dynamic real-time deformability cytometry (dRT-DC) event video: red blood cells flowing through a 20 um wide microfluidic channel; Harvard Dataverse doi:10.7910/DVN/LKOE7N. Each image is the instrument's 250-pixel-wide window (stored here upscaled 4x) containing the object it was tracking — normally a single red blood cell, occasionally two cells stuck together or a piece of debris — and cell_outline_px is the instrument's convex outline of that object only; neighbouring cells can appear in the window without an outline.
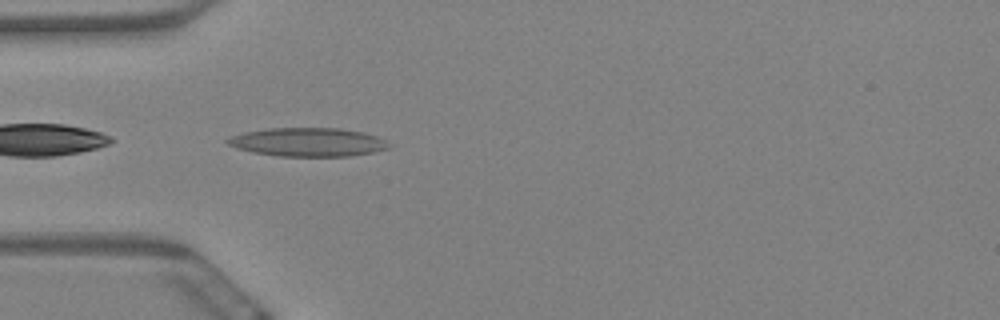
{"species": "Egyptian fruit bat (a non-hibernating species)", "species_latin": "Rousettus aegyptiacus", "temperature_condition": "warm", "stored_images_in_passage": 41, "camera_frame_rate_fps": 3000, "um_per_image_px": 0.085, "animal": {"sex": "female"}, "frame": {"image": 1, "passage_image": 1, "time_ms": 0.0, "image_size_px": [1000, 320], "cell_outline_px": [[392, 144], [388, 148], [372, 152], [348, 156], [280, 156], [252, 152], [236, 148], [228, 144], [224, 140], [228, 136], [244, 132], [268, 128], [340, 128], [364, 132], [376, 136]], "centroid_in_image_um": [26.13, 12.07], "position_along_channel_um": 58.9, "area_um2": 26.99}}
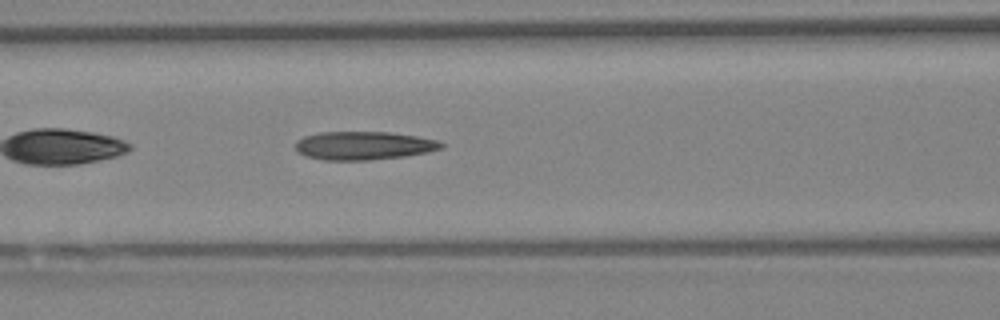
{"frame": {"image": 2, "passage_image": 8, "time_ms": 2.333, "image_size_px": [1000, 320], "cell_outline_px": [[444, 144], [440, 148], [428, 152], [404, 156], [368, 160], [324, 160], [304, 156], [296, 152], [296, 140], [304, 136], [320, 132], [388, 132], [416, 136], [436, 140]], "centroid_in_image_um": [30.85, 12.38], "position_along_channel_um": 135.8, "area_um2": 24.04}}
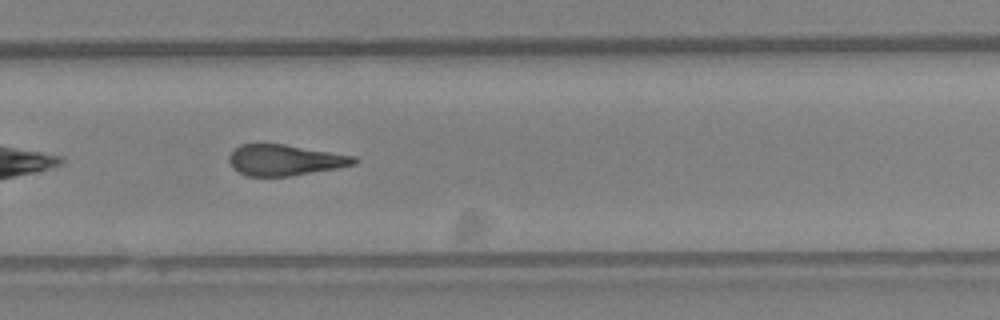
{"frame": {"image": 3, "passage_image": 23, "time_ms": 7.333, "image_size_px": [1000, 320], "cell_outline_px": [[360, 160], [356, 164], [340, 168], [292, 176], [248, 176], [232, 168], [228, 160], [228, 156], [240, 144], [256, 140], [284, 144], [356, 156]], "centroid_in_image_um": [24.2, 13.57], "position_along_channel_um": 305.6, "area_um2": 23.35}, "authors_computed_cell_mechanics": {"area_um2": 23.6402, "velocity_mm_per_s": 3.4132, "shape_relaxation_time_tau1_ms": null, "shape_relaxation_time_tau2_ms": 4.2485, "deformation_change_tau1": null, "deformation_change_tau2": 0.1664}}